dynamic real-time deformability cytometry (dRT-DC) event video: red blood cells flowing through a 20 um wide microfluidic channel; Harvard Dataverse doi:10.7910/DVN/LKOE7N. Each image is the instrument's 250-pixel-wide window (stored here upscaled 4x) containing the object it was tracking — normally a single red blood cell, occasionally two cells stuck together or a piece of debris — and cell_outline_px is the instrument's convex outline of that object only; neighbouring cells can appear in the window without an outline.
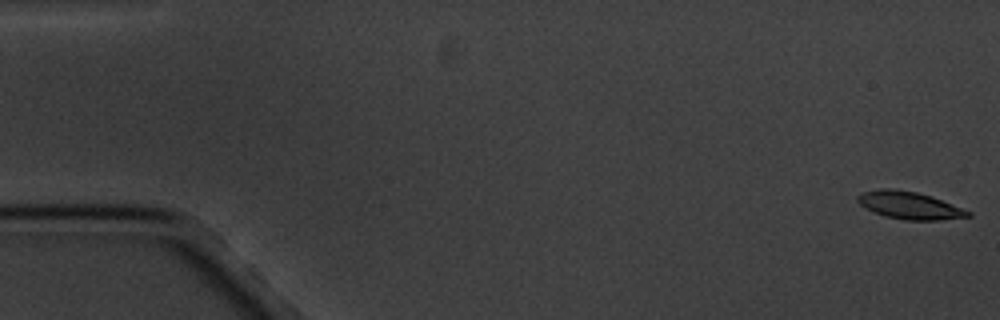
{"species": "common noctule bat (a hibernating species)", "species_latin": "Nyctalus noctula", "temperature_condition": "cold", "stored_images_in_passage": 10, "camera_frame_rate_fps": 3000, "um_per_image_px": 0.085, "animal": {"sex": "male", "body_mass_g": 20.1, "forearm_length_mm": 53.5}, "frame": {"image": 1, "passage_image": 1, "time_ms": 0.0, "image_size_px": [1000, 320], "cell_outline_px": [[972, 216], [940, 220], [904, 220], [884, 216], [860, 204], [856, 200], [856, 196], [860, 192], [880, 188], [892, 188], [916, 192], [932, 196], [972, 212]], "centroid_in_image_um": [77.3, 17.44], "position_along_channel_um": 7.7, "area_um2": 17.69}}
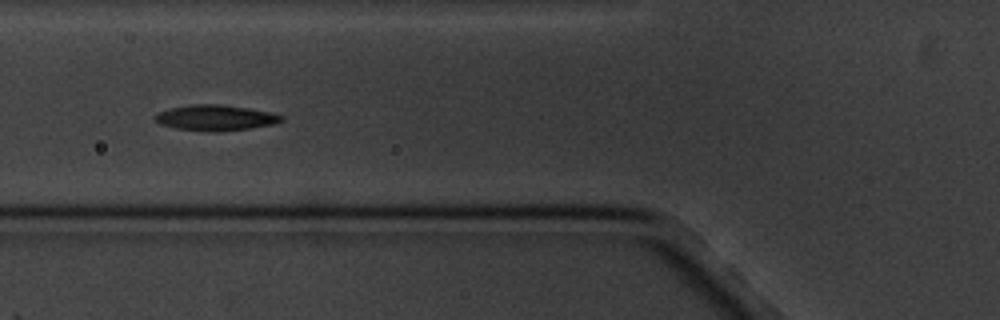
{"frame": {"image": 2, "passage_image": 7, "time_ms": 7.0, "image_size_px": [1000, 320], "cell_outline_px": [[284, 120], [272, 124], [252, 128], [216, 132], [208, 132], [176, 128], [160, 124], [152, 116], [156, 112], [168, 108], [188, 104], [220, 104], [248, 108], [272, 112], [284, 116]], "centroid_in_image_um": [18.29, 10.0], "position_along_channel_um": 107.5, "area_um2": 19.19}}
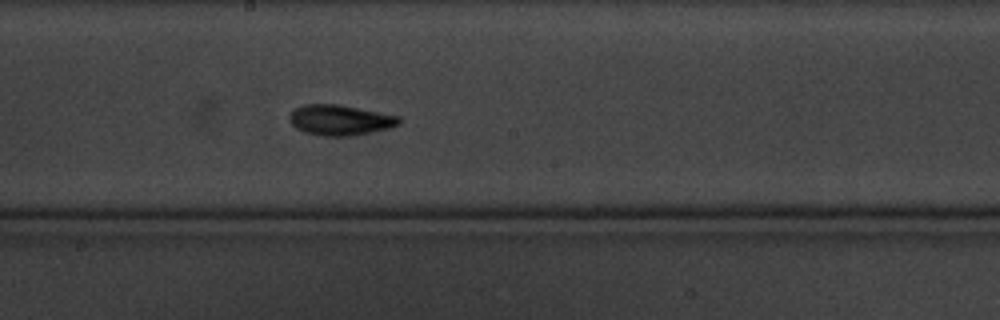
{"frame": {"image": 3, "passage_image": 10, "time_ms": 10.333, "image_size_px": [1000, 320], "cell_outline_px": [[400, 124], [388, 128], [372, 132], [352, 136], [320, 136], [304, 132], [296, 128], [288, 120], [288, 116], [296, 108], [304, 104], [340, 104], [400, 116]], "centroid_in_image_um": [28.89, 10.2], "position_along_channel_um": 219.3, "area_um2": 19.59}}